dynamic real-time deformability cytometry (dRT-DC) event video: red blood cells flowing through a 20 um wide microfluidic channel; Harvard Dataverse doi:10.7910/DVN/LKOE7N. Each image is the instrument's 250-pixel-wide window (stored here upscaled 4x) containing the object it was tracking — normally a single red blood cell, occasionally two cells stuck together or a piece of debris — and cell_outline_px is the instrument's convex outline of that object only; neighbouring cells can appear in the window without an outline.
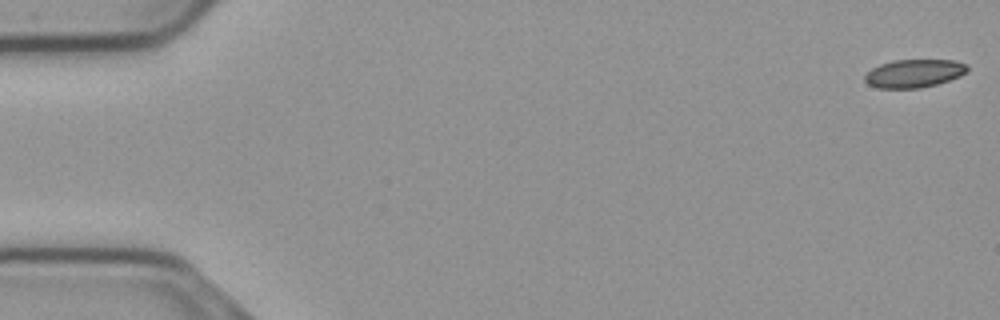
{"species": "common noctule bat (a hibernating species)", "species_latin": "Nyctalus noctula", "temperature_condition": "cold", "stored_images_in_passage": 55, "camera_frame_rate_fps": 3000, "um_per_image_px": 0.085, "animal": {"sex": "male", "body_mass_g": 23.1, "forearm_length_mm": 52.7}, "frame": {"image": 1, "passage_image": 1, "time_ms": 0.0, "image_size_px": [1000, 320], "cell_outline_px": [[968, 72], [960, 76], [936, 84], [920, 88], [876, 88], [868, 84], [864, 80], [864, 76], [872, 68], [880, 64], [896, 60], [952, 60], [968, 64]], "centroid_in_image_um": [77.7, 6.24], "position_along_channel_um": 7.3, "area_um2": 16.82}}
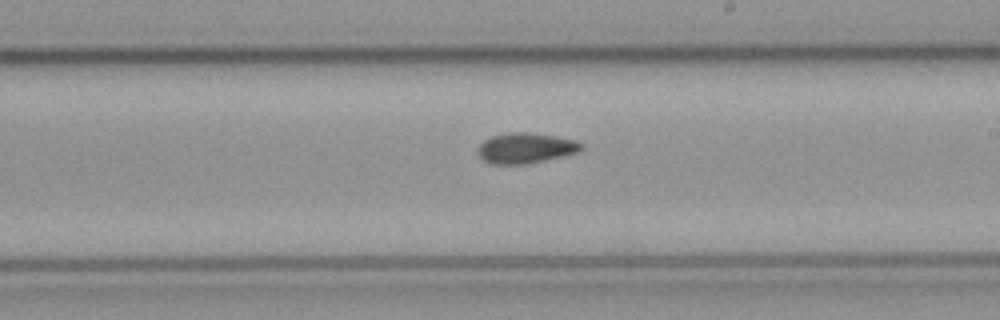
{"frame": {"image": 2, "passage_image": 32, "time_ms": 10.333, "image_size_px": [1000, 320], "cell_outline_px": [[584, 148], [580, 152], [544, 160], [524, 164], [492, 164], [484, 160], [480, 156], [480, 144], [484, 140], [492, 136], [512, 132], [524, 132], [556, 136], [576, 140], [584, 144]], "centroid_in_image_um": [44.74, 12.58], "position_along_channel_um": 244.3, "area_um2": 18.15}}
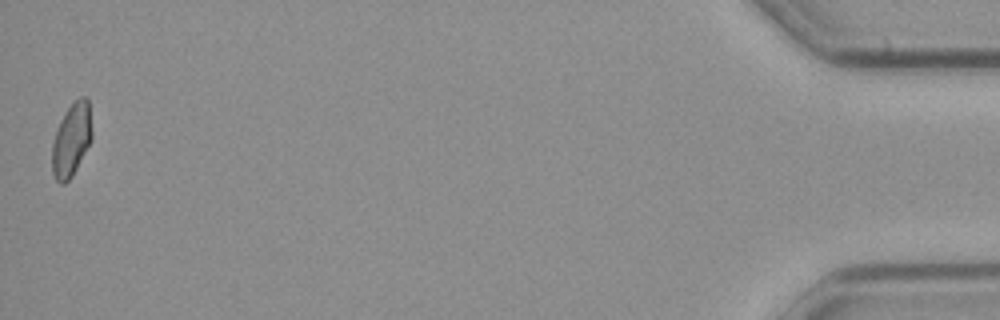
{"frame": {"image": 3, "passage_image": 55, "time_ms": 18.0, "image_size_px": [1000, 320], "cell_outline_px": [[92, 140], [72, 176], [64, 184], [60, 184], [56, 180], [52, 172], [52, 144], [60, 120], [68, 108], [80, 96], [88, 96], [92, 132]], "centroid_in_image_um": [6.08, 11.88], "position_along_channel_um": 429.1, "area_um2": 16.99}, "authors_computed_cell_mechanics": {"area_um2": 17.6868, "velocity_mm_per_s": 3.7201, "shape_relaxation_time_tau1_ms": null, "shape_relaxation_time_tau2_ms": 4.2967, "deformation_change_tau1": null, "deformation_change_tau2": 0.0783}}